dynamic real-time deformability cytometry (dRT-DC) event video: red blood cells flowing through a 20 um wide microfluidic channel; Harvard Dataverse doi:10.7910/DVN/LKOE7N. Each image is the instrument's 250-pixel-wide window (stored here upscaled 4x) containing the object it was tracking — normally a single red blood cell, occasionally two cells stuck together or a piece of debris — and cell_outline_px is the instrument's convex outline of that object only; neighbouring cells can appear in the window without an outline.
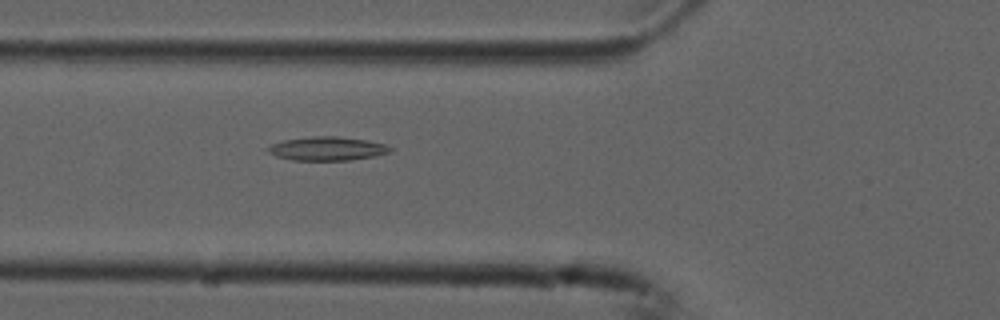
{"species": "common noctule bat (a hibernating species)", "species_latin": "Nyctalus noctula", "temperature_condition": "cold", "stored_images_in_passage": 54, "camera_frame_rate_fps": 3000, "um_per_image_px": 0.085, "animal": {"sex": "male", "forearm_length_mm": 52.5}, "frame": {"image": 1, "passage_image": 20, "time_ms": 6.333, "image_size_px": [1000, 320], "cell_outline_px": [[392, 148], [388, 152], [376, 156], [348, 160], [292, 160], [276, 156], [268, 152], [268, 148], [272, 144], [284, 140], [312, 136], [336, 136], [364, 140], [384, 144]], "centroid_in_image_um": [27.79, 12.63], "position_along_channel_um": 98.0, "area_um2": 16.65}}
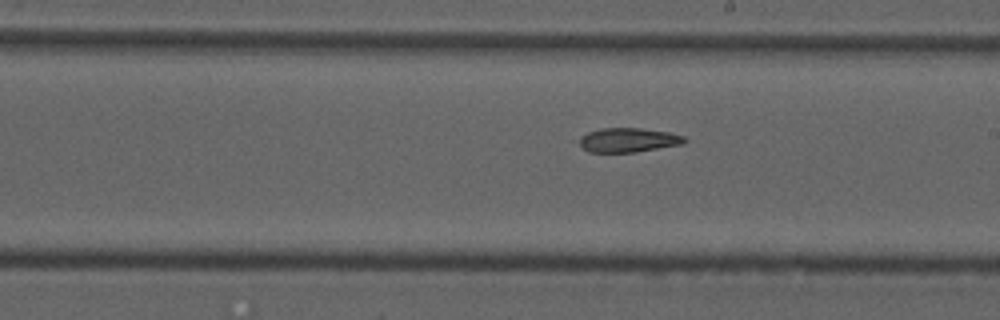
{"frame": {"image": 2, "passage_image": 31, "time_ms": 10.0, "image_size_px": [1000, 320], "cell_outline_px": [[688, 140], [680, 144], [636, 152], [588, 152], [580, 144], [580, 136], [588, 132], [600, 128], [640, 128], [668, 132], [684, 136]], "centroid_in_image_um": [53.39, 11.9], "position_along_channel_um": 235.6, "area_um2": 14.74}}
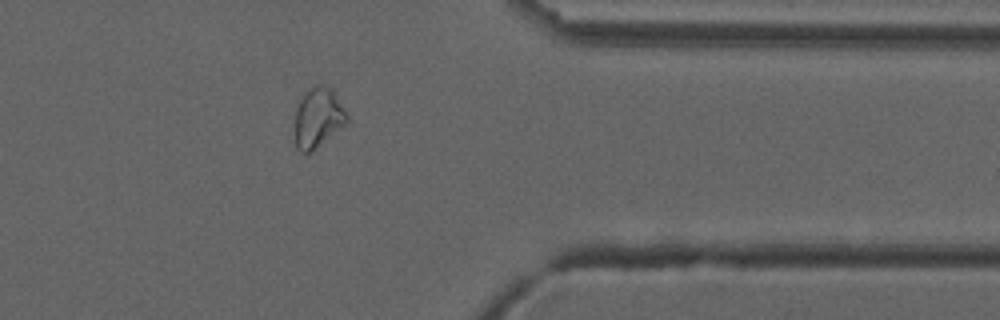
{"frame": {"image": 3, "passage_image": 44, "time_ms": 14.333, "image_size_px": [1000, 320], "cell_outline_px": [[348, 120], [344, 124], [312, 152], [300, 152], [296, 148], [296, 100], [308, 88], [320, 84], [332, 88], [348, 116]], "centroid_in_image_um": [27.0, 9.96], "position_along_channel_um": 384.4, "area_um2": 18.09}, "authors_computed_cell_mechanics": {"area_um2": 17.7735, "velocity_mm_per_s": 3.7486, "shape_relaxation_time_tau1_ms": null, "shape_relaxation_time_tau2_ms": 6.0755, "deformation_change_tau1": null, "deformation_change_tau2": 0.1225}}